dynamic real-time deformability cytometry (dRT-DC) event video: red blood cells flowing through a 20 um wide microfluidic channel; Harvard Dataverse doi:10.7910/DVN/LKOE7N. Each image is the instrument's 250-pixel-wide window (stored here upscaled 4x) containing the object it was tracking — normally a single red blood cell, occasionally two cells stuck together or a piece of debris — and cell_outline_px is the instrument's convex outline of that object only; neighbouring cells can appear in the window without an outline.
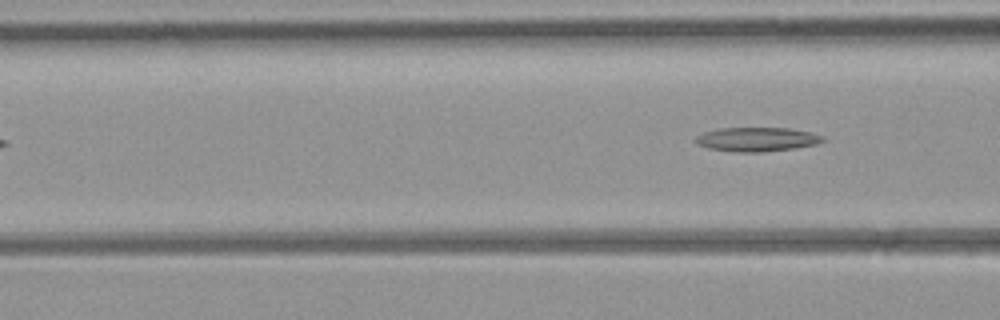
{"species": "common noctule bat (a hibernating species)", "species_latin": "Nyctalus noctula", "temperature_condition": "room temperature", "stored_images_in_passage": 4, "camera_frame_rate_fps": 3000, "um_per_image_px": 0.085, "animal": {"sex": "female", "body_mass_g": 21.9}, "frame": {"image": 1, "passage_image": 4, "time_ms": 3.333, "image_size_px": [1000, 320], "cell_outline_px": [[824, 140], [816, 144], [792, 148], [760, 152], [740, 152], [708, 148], [696, 144], [692, 140], [696, 136], [704, 132], [720, 128], [788, 128], [808, 132], [824, 136]], "centroid_in_image_um": [64.27, 11.84], "position_along_channel_um": 102.3, "area_um2": 17.69}}